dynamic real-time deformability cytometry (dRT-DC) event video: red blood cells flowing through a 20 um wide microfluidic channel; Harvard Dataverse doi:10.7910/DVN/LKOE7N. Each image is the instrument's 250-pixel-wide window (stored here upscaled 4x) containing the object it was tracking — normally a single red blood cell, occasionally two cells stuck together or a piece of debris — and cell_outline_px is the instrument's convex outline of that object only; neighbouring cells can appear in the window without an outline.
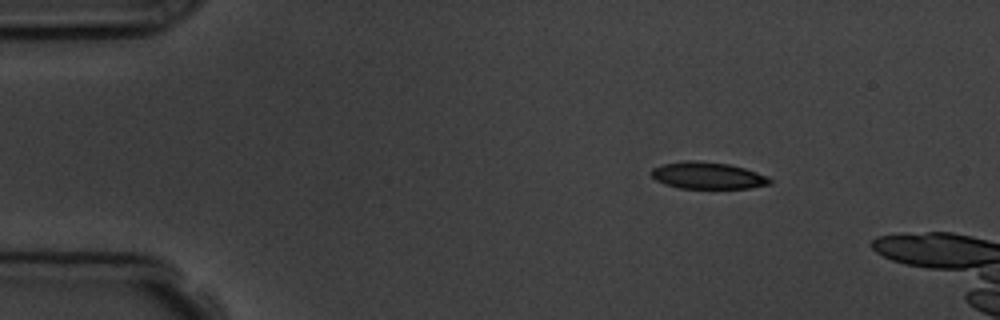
{"species": "common noctule bat (a hibernating species)", "species_latin": "Nyctalus noctula", "temperature_condition": "room temperature", "stored_images_in_passage": 5, "camera_frame_rate_fps": 3000, "um_per_image_px": 0.085, "animal": {"sex": "male", "body_mass_g": 19.5, "forearm_length_mm": 54.6}, "frame": {"image": 1, "passage_image": 1, "time_ms": 0.0, "image_size_px": [1000, 320], "cell_outline_px": [[772, 184], [748, 188], [680, 188], [664, 184], [656, 180], [652, 176], [652, 168], [664, 164], [688, 160], [700, 160], [728, 164], [744, 168], [768, 176], [772, 180]], "centroid_in_image_um": [60.17, 14.92], "position_along_channel_um": 24.8, "area_um2": 18.5}}